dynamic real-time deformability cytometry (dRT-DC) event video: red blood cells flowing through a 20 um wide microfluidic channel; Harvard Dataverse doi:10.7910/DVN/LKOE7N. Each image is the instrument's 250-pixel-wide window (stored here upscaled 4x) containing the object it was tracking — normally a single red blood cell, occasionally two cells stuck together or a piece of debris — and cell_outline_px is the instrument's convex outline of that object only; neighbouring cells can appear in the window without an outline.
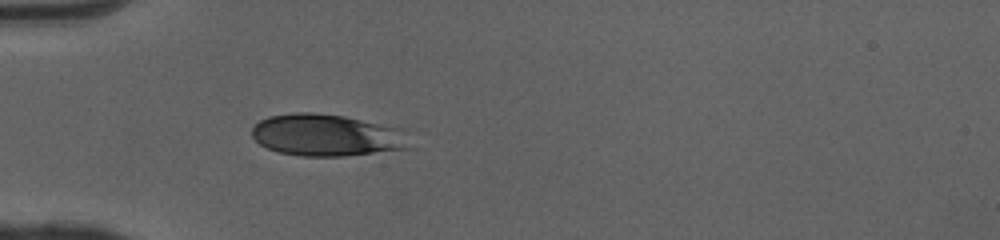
{"species": "human", "species_latin": "Homo sapiens", "temperature_condition": "cold", "stored_images_in_passage": 35, "camera_frame_rate_fps": 3000, "um_per_image_px": 0.085, "donor": {"sex": "female"}, "frame": {"image": 1, "passage_image": 1, "time_ms": 0.0, "image_size_px": [1000, 240], "cell_outline_px": [[412, 148], [344, 156], [300, 156], [280, 152], [268, 148], [260, 144], [252, 136], [252, 128], [260, 120], [268, 116], [296, 112], [312, 112], [344, 116], [404, 128]], "centroid_in_image_um": [27.82, 11.48], "position_along_channel_um": 57.2, "area_um2": 38.84}}
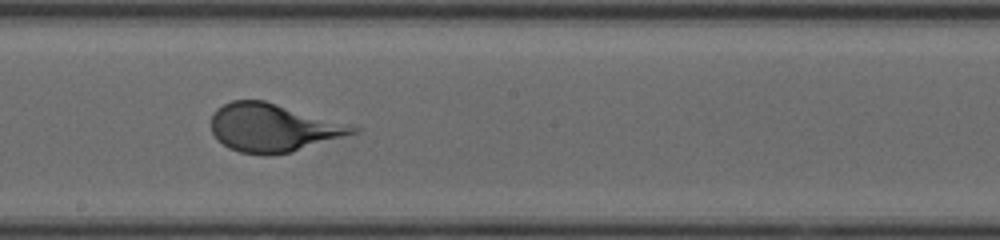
{"frame": {"image": 2, "passage_image": 14, "time_ms": 4.333, "image_size_px": [1000, 240], "cell_outline_px": [[360, 132], [292, 152], [268, 156], [264, 156], [240, 152], [228, 148], [216, 140], [212, 132], [212, 112], [216, 108], [232, 100], [264, 100], [352, 124], [360, 128]], "centroid_in_image_um": [23.22, 10.86], "position_along_channel_um": 225.0, "area_um2": 40.29}}
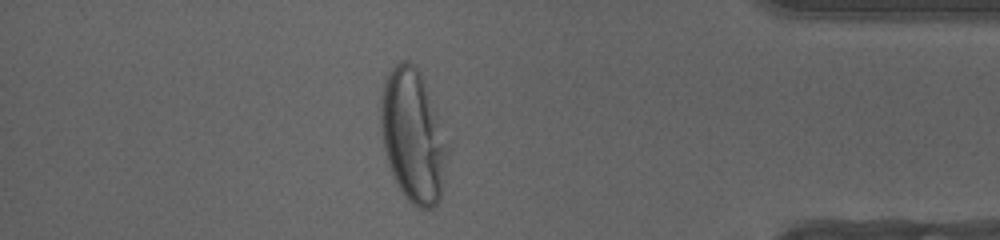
{"frame": {"image": 3, "passage_image": 29, "time_ms": 9.333, "image_size_px": [1000, 240], "cell_outline_px": [[448, 152], [440, 200], [432, 208], [420, 208], [412, 204], [404, 196], [388, 164], [384, 148], [380, 128], [380, 92], [388, 72], [396, 64], [404, 60], [408, 60], [416, 64], [420, 72], [448, 144]], "centroid_in_image_um": [35.08, 11.54], "position_along_channel_um": 400.1, "area_um2": 51.38}}